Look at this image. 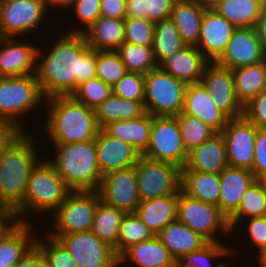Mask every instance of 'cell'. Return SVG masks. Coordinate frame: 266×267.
Instances as JSON below:
<instances>
[{
	"label": "cell",
	"mask_w": 266,
	"mask_h": 267,
	"mask_svg": "<svg viewBox=\"0 0 266 267\" xmlns=\"http://www.w3.org/2000/svg\"><path fill=\"white\" fill-rule=\"evenodd\" d=\"M58 35L50 49L37 51L35 75L45 98L71 95L79 84L96 77L97 50L83 34Z\"/></svg>",
	"instance_id": "6da1fadb"
},
{
	"label": "cell",
	"mask_w": 266,
	"mask_h": 267,
	"mask_svg": "<svg viewBox=\"0 0 266 267\" xmlns=\"http://www.w3.org/2000/svg\"><path fill=\"white\" fill-rule=\"evenodd\" d=\"M44 103L48 112L43 128L45 126L52 145L94 140L103 130L94 109L76 101L71 95L46 98Z\"/></svg>",
	"instance_id": "7a4b0ae2"
},
{
	"label": "cell",
	"mask_w": 266,
	"mask_h": 267,
	"mask_svg": "<svg viewBox=\"0 0 266 267\" xmlns=\"http://www.w3.org/2000/svg\"><path fill=\"white\" fill-rule=\"evenodd\" d=\"M27 133L21 132L0 156V205L13 211L23 203L29 175L43 158L38 140Z\"/></svg>",
	"instance_id": "3957f363"
},
{
	"label": "cell",
	"mask_w": 266,
	"mask_h": 267,
	"mask_svg": "<svg viewBox=\"0 0 266 267\" xmlns=\"http://www.w3.org/2000/svg\"><path fill=\"white\" fill-rule=\"evenodd\" d=\"M53 146L55 151L52 155L55 157L47 161L67 187L71 191H98L102 174L97 162L95 141Z\"/></svg>",
	"instance_id": "277c9868"
},
{
	"label": "cell",
	"mask_w": 266,
	"mask_h": 267,
	"mask_svg": "<svg viewBox=\"0 0 266 267\" xmlns=\"http://www.w3.org/2000/svg\"><path fill=\"white\" fill-rule=\"evenodd\" d=\"M70 191L47 157L42 158L29 175L23 203L14 211L17 221L31 222L26 219L31 213L51 215Z\"/></svg>",
	"instance_id": "5b68a950"
},
{
	"label": "cell",
	"mask_w": 266,
	"mask_h": 267,
	"mask_svg": "<svg viewBox=\"0 0 266 267\" xmlns=\"http://www.w3.org/2000/svg\"><path fill=\"white\" fill-rule=\"evenodd\" d=\"M45 100L35 74L0 77V122L25 132L20 115L33 113Z\"/></svg>",
	"instance_id": "8992f818"
},
{
	"label": "cell",
	"mask_w": 266,
	"mask_h": 267,
	"mask_svg": "<svg viewBox=\"0 0 266 267\" xmlns=\"http://www.w3.org/2000/svg\"><path fill=\"white\" fill-rule=\"evenodd\" d=\"M98 191H70L65 201L51 214L49 219L55 225L48 228L50 237L58 239L62 235L89 232L98 202ZM53 218V219H52Z\"/></svg>",
	"instance_id": "52a82bcc"
},
{
	"label": "cell",
	"mask_w": 266,
	"mask_h": 267,
	"mask_svg": "<svg viewBox=\"0 0 266 267\" xmlns=\"http://www.w3.org/2000/svg\"><path fill=\"white\" fill-rule=\"evenodd\" d=\"M144 106L152 116H177L183 110L187 83L159 67L144 75Z\"/></svg>",
	"instance_id": "ba28073f"
},
{
	"label": "cell",
	"mask_w": 266,
	"mask_h": 267,
	"mask_svg": "<svg viewBox=\"0 0 266 267\" xmlns=\"http://www.w3.org/2000/svg\"><path fill=\"white\" fill-rule=\"evenodd\" d=\"M177 219L208 242H223L217 239L219 234L224 237L232 235L228 218L218 206L189 197L181 190L178 194Z\"/></svg>",
	"instance_id": "9c48e42d"
},
{
	"label": "cell",
	"mask_w": 266,
	"mask_h": 267,
	"mask_svg": "<svg viewBox=\"0 0 266 267\" xmlns=\"http://www.w3.org/2000/svg\"><path fill=\"white\" fill-rule=\"evenodd\" d=\"M136 167L137 188L140 201L152 200L181 190L182 168L162 161L140 156Z\"/></svg>",
	"instance_id": "30bf717a"
},
{
	"label": "cell",
	"mask_w": 266,
	"mask_h": 267,
	"mask_svg": "<svg viewBox=\"0 0 266 267\" xmlns=\"http://www.w3.org/2000/svg\"><path fill=\"white\" fill-rule=\"evenodd\" d=\"M141 156L170 162L181 168L185 166L188 151L184 147L176 116H153L150 140Z\"/></svg>",
	"instance_id": "8fae6325"
},
{
	"label": "cell",
	"mask_w": 266,
	"mask_h": 267,
	"mask_svg": "<svg viewBox=\"0 0 266 267\" xmlns=\"http://www.w3.org/2000/svg\"><path fill=\"white\" fill-rule=\"evenodd\" d=\"M47 9L45 0H0V37L34 32L48 17Z\"/></svg>",
	"instance_id": "7c38bea8"
},
{
	"label": "cell",
	"mask_w": 266,
	"mask_h": 267,
	"mask_svg": "<svg viewBox=\"0 0 266 267\" xmlns=\"http://www.w3.org/2000/svg\"><path fill=\"white\" fill-rule=\"evenodd\" d=\"M58 240L77 267H118V257L113 248L91 231L62 235Z\"/></svg>",
	"instance_id": "4fadbf2b"
},
{
	"label": "cell",
	"mask_w": 266,
	"mask_h": 267,
	"mask_svg": "<svg viewBox=\"0 0 266 267\" xmlns=\"http://www.w3.org/2000/svg\"><path fill=\"white\" fill-rule=\"evenodd\" d=\"M217 108L229 119L243 117V106L238 101L232 71L216 62H209L200 79Z\"/></svg>",
	"instance_id": "5bb4252c"
},
{
	"label": "cell",
	"mask_w": 266,
	"mask_h": 267,
	"mask_svg": "<svg viewBox=\"0 0 266 267\" xmlns=\"http://www.w3.org/2000/svg\"><path fill=\"white\" fill-rule=\"evenodd\" d=\"M98 192L105 204L123 210L125 213H135L140 203L136 167L103 175Z\"/></svg>",
	"instance_id": "9a60e30c"
},
{
	"label": "cell",
	"mask_w": 266,
	"mask_h": 267,
	"mask_svg": "<svg viewBox=\"0 0 266 267\" xmlns=\"http://www.w3.org/2000/svg\"><path fill=\"white\" fill-rule=\"evenodd\" d=\"M258 127L244 117L229 119L220 132L224 137L228 166L251 169Z\"/></svg>",
	"instance_id": "2e32d148"
},
{
	"label": "cell",
	"mask_w": 266,
	"mask_h": 267,
	"mask_svg": "<svg viewBox=\"0 0 266 267\" xmlns=\"http://www.w3.org/2000/svg\"><path fill=\"white\" fill-rule=\"evenodd\" d=\"M266 51L254 27L236 28L222 56L216 61L230 70L263 62Z\"/></svg>",
	"instance_id": "e0dca14e"
},
{
	"label": "cell",
	"mask_w": 266,
	"mask_h": 267,
	"mask_svg": "<svg viewBox=\"0 0 266 267\" xmlns=\"http://www.w3.org/2000/svg\"><path fill=\"white\" fill-rule=\"evenodd\" d=\"M0 77L36 73L38 47L18 37H0Z\"/></svg>",
	"instance_id": "ac0fdd59"
},
{
	"label": "cell",
	"mask_w": 266,
	"mask_h": 267,
	"mask_svg": "<svg viewBox=\"0 0 266 267\" xmlns=\"http://www.w3.org/2000/svg\"><path fill=\"white\" fill-rule=\"evenodd\" d=\"M235 29L236 27L215 9L205 10L196 47L209 62H216L224 53Z\"/></svg>",
	"instance_id": "d6986e66"
},
{
	"label": "cell",
	"mask_w": 266,
	"mask_h": 267,
	"mask_svg": "<svg viewBox=\"0 0 266 267\" xmlns=\"http://www.w3.org/2000/svg\"><path fill=\"white\" fill-rule=\"evenodd\" d=\"M99 170L103 175L137 164L141 154L129 143L115 139L102 130L94 139Z\"/></svg>",
	"instance_id": "ffe728a7"
},
{
	"label": "cell",
	"mask_w": 266,
	"mask_h": 267,
	"mask_svg": "<svg viewBox=\"0 0 266 267\" xmlns=\"http://www.w3.org/2000/svg\"><path fill=\"white\" fill-rule=\"evenodd\" d=\"M184 114L196 117L220 133L229 118L221 112L201 82L188 84L185 92Z\"/></svg>",
	"instance_id": "44dd1931"
},
{
	"label": "cell",
	"mask_w": 266,
	"mask_h": 267,
	"mask_svg": "<svg viewBox=\"0 0 266 267\" xmlns=\"http://www.w3.org/2000/svg\"><path fill=\"white\" fill-rule=\"evenodd\" d=\"M219 180V209L229 218L238 209L243 194L256 178L250 169L227 166L219 174Z\"/></svg>",
	"instance_id": "7402d4cb"
},
{
	"label": "cell",
	"mask_w": 266,
	"mask_h": 267,
	"mask_svg": "<svg viewBox=\"0 0 266 267\" xmlns=\"http://www.w3.org/2000/svg\"><path fill=\"white\" fill-rule=\"evenodd\" d=\"M228 166L226 144L221 133L192 148L183 168L220 174Z\"/></svg>",
	"instance_id": "603a6c76"
},
{
	"label": "cell",
	"mask_w": 266,
	"mask_h": 267,
	"mask_svg": "<svg viewBox=\"0 0 266 267\" xmlns=\"http://www.w3.org/2000/svg\"><path fill=\"white\" fill-rule=\"evenodd\" d=\"M208 63L209 61L196 46L186 45L171 57L164 59L158 67L176 79L191 84L200 82Z\"/></svg>",
	"instance_id": "cb8c5ba5"
},
{
	"label": "cell",
	"mask_w": 266,
	"mask_h": 267,
	"mask_svg": "<svg viewBox=\"0 0 266 267\" xmlns=\"http://www.w3.org/2000/svg\"><path fill=\"white\" fill-rule=\"evenodd\" d=\"M131 262L137 267H176V260L157 235L128 247L118 256V267Z\"/></svg>",
	"instance_id": "d4e9b609"
},
{
	"label": "cell",
	"mask_w": 266,
	"mask_h": 267,
	"mask_svg": "<svg viewBox=\"0 0 266 267\" xmlns=\"http://www.w3.org/2000/svg\"><path fill=\"white\" fill-rule=\"evenodd\" d=\"M34 223L17 222L0 239V267H15L35 245Z\"/></svg>",
	"instance_id": "484cf974"
},
{
	"label": "cell",
	"mask_w": 266,
	"mask_h": 267,
	"mask_svg": "<svg viewBox=\"0 0 266 267\" xmlns=\"http://www.w3.org/2000/svg\"><path fill=\"white\" fill-rule=\"evenodd\" d=\"M157 236L175 260L209 243L178 219L166 225Z\"/></svg>",
	"instance_id": "4316f807"
},
{
	"label": "cell",
	"mask_w": 266,
	"mask_h": 267,
	"mask_svg": "<svg viewBox=\"0 0 266 267\" xmlns=\"http://www.w3.org/2000/svg\"><path fill=\"white\" fill-rule=\"evenodd\" d=\"M178 194L140 201L135 214L157 235L166 225L177 219Z\"/></svg>",
	"instance_id": "83f0119b"
},
{
	"label": "cell",
	"mask_w": 266,
	"mask_h": 267,
	"mask_svg": "<svg viewBox=\"0 0 266 267\" xmlns=\"http://www.w3.org/2000/svg\"><path fill=\"white\" fill-rule=\"evenodd\" d=\"M153 116L149 113L141 117L114 121L103 130L111 137L131 144L139 154H142L149 143Z\"/></svg>",
	"instance_id": "f1b7e54d"
},
{
	"label": "cell",
	"mask_w": 266,
	"mask_h": 267,
	"mask_svg": "<svg viewBox=\"0 0 266 267\" xmlns=\"http://www.w3.org/2000/svg\"><path fill=\"white\" fill-rule=\"evenodd\" d=\"M82 34L89 47L95 50L115 51L126 43L124 19L101 16Z\"/></svg>",
	"instance_id": "f546056e"
},
{
	"label": "cell",
	"mask_w": 266,
	"mask_h": 267,
	"mask_svg": "<svg viewBox=\"0 0 266 267\" xmlns=\"http://www.w3.org/2000/svg\"><path fill=\"white\" fill-rule=\"evenodd\" d=\"M181 191L189 197L219 207V174L182 168Z\"/></svg>",
	"instance_id": "4dcf8cb0"
},
{
	"label": "cell",
	"mask_w": 266,
	"mask_h": 267,
	"mask_svg": "<svg viewBox=\"0 0 266 267\" xmlns=\"http://www.w3.org/2000/svg\"><path fill=\"white\" fill-rule=\"evenodd\" d=\"M204 12V8L188 0H177L174 3L170 19L186 45L198 44Z\"/></svg>",
	"instance_id": "1f68e13d"
},
{
	"label": "cell",
	"mask_w": 266,
	"mask_h": 267,
	"mask_svg": "<svg viewBox=\"0 0 266 267\" xmlns=\"http://www.w3.org/2000/svg\"><path fill=\"white\" fill-rule=\"evenodd\" d=\"M232 71L235 93L244 106L262 91H266V65L263 62L235 68Z\"/></svg>",
	"instance_id": "d6a6232c"
},
{
	"label": "cell",
	"mask_w": 266,
	"mask_h": 267,
	"mask_svg": "<svg viewBox=\"0 0 266 267\" xmlns=\"http://www.w3.org/2000/svg\"><path fill=\"white\" fill-rule=\"evenodd\" d=\"M266 215V181L256 180L243 194L238 209L228 218L231 234L244 219Z\"/></svg>",
	"instance_id": "836d02e7"
},
{
	"label": "cell",
	"mask_w": 266,
	"mask_h": 267,
	"mask_svg": "<svg viewBox=\"0 0 266 267\" xmlns=\"http://www.w3.org/2000/svg\"><path fill=\"white\" fill-rule=\"evenodd\" d=\"M94 112L102 128L114 121L134 119L146 114L144 102L123 99L113 93Z\"/></svg>",
	"instance_id": "e575fe53"
},
{
	"label": "cell",
	"mask_w": 266,
	"mask_h": 267,
	"mask_svg": "<svg viewBox=\"0 0 266 267\" xmlns=\"http://www.w3.org/2000/svg\"><path fill=\"white\" fill-rule=\"evenodd\" d=\"M266 0H223L215 10L236 28L255 27Z\"/></svg>",
	"instance_id": "d590c367"
},
{
	"label": "cell",
	"mask_w": 266,
	"mask_h": 267,
	"mask_svg": "<svg viewBox=\"0 0 266 267\" xmlns=\"http://www.w3.org/2000/svg\"><path fill=\"white\" fill-rule=\"evenodd\" d=\"M125 214L123 210L107 205L100 200L96 207L90 231L114 248L117 245L119 227Z\"/></svg>",
	"instance_id": "8d00e7d4"
},
{
	"label": "cell",
	"mask_w": 266,
	"mask_h": 267,
	"mask_svg": "<svg viewBox=\"0 0 266 267\" xmlns=\"http://www.w3.org/2000/svg\"><path fill=\"white\" fill-rule=\"evenodd\" d=\"M186 44L170 18L155 22L153 55L157 65L184 48Z\"/></svg>",
	"instance_id": "74e56055"
},
{
	"label": "cell",
	"mask_w": 266,
	"mask_h": 267,
	"mask_svg": "<svg viewBox=\"0 0 266 267\" xmlns=\"http://www.w3.org/2000/svg\"><path fill=\"white\" fill-rule=\"evenodd\" d=\"M231 247V245L230 247L225 245L224 242H209L203 248L181 256L176 260V267H216L214 263L218 265L217 259L221 260L222 257L226 259L236 254V249Z\"/></svg>",
	"instance_id": "f35d334b"
},
{
	"label": "cell",
	"mask_w": 266,
	"mask_h": 267,
	"mask_svg": "<svg viewBox=\"0 0 266 267\" xmlns=\"http://www.w3.org/2000/svg\"><path fill=\"white\" fill-rule=\"evenodd\" d=\"M124 63L127 72L147 74L158 67L152 46L124 43L115 50Z\"/></svg>",
	"instance_id": "ab89813d"
},
{
	"label": "cell",
	"mask_w": 266,
	"mask_h": 267,
	"mask_svg": "<svg viewBox=\"0 0 266 267\" xmlns=\"http://www.w3.org/2000/svg\"><path fill=\"white\" fill-rule=\"evenodd\" d=\"M154 236V233L135 213H126L121 221L117 245L113 248V251L118 257L128 247Z\"/></svg>",
	"instance_id": "60d3db41"
},
{
	"label": "cell",
	"mask_w": 266,
	"mask_h": 267,
	"mask_svg": "<svg viewBox=\"0 0 266 267\" xmlns=\"http://www.w3.org/2000/svg\"><path fill=\"white\" fill-rule=\"evenodd\" d=\"M176 119L184 147L188 152L217 133L200 119L183 112L178 114Z\"/></svg>",
	"instance_id": "b9f144b4"
},
{
	"label": "cell",
	"mask_w": 266,
	"mask_h": 267,
	"mask_svg": "<svg viewBox=\"0 0 266 267\" xmlns=\"http://www.w3.org/2000/svg\"><path fill=\"white\" fill-rule=\"evenodd\" d=\"M46 235V239H42L40 237L43 235L40 236L38 232L35 239V246L44 258L45 267H77L64 245L58 239Z\"/></svg>",
	"instance_id": "7bdbcfd3"
},
{
	"label": "cell",
	"mask_w": 266,
	"mask_h": 267,
	"mask_svg": "<svg viewBox=\"0 0 266 267\" xmlns=\"http://www.w3.org/2000/svg\"><path fill=\"white\" fill-rule=\"evenodd\" d=\"M111 94L112 87L96 76L79 84L71 96L87 107L95 109Z\"/></svg>",
	"instance_id": "ee69618b"
},
{
	"label": "cell",
	"mask_w": 266,
	"mask_h": 267,
	"mask_svg": "<svg viewBox=\"0 0 266 267\" xmlns=\"http://www.w3.org/2000/svg\"><path fill=\"white\" fill-rule=\"evenodd\" d=\"M127 72L116 51L97 50L96 76L103 82L115 85Z\"/></svg>",
	"instance_id": "f6af8a7d"
},
{
	"label": "cell",
	"mask_w": 266,
	"mask_h": 267,
	"mask_svg": "<svg viewBox=\"0 0 266 267\" xmlns=\"http://www.w3.org/2000/svg\"><path fill=\"white\" fill-rule=\"evenodd\" d=\"M155 22L148 19L125 18L124 32L126 42L152 46L154 38Z\"/></svg>",
	"instance_id": "bcb514c9"
},
{
	"label": "cell",
	"mask_w": 266,
	"mask_h": 267,
	"mask_svg": "<svg viewBox=\"0 0 266 267\" xmlns=\"http://www.w3.org/2000/svg\"><path fill=\"white\" fill-rule=\"evenodd\" d=\"M144 92V74L136 72H126L124 76L112 86V93L123 99L144 102Z\"/></svg>",
	"instance_id": "7dc6e473"
},
{
	"label": "cell",
	"mask_w": 266,
	"mask_h": 267,
	"mask_svg": "<svg viewBox=\"0 0 266 267\" xmlns=\"http://www.w3.org/2000/svg\"><path fill=\"white\" fill-rule=\"evenodd\" d=\"M100 1L101 0H74L69 9H72L71 11L75 12L77 20L80 21V25L77 27V24L75 25L72 23L74 26H71L70 30L68 29L66 32L82 34L86 31L98 18L101 17ZM81 24L84 25L80 27Z\"/></svg>",
	"instance_id": "c3c4849f"
},
{
	"label": "cell",
	"mask_w": 266,
	"mask_h": 267,
	"mask_svg": "<svg viewBox=\"0 0 266 267\" xmlns=\"http://www.w3.org/2000/svg\"><path fill=\"white\" fill-rule=\"evenodd\" d=\"M243 117L258 128H266V91L243 106Z\"/></svg>",
	"instance_id": "681fc988"
},
{
	"label": "cell",
	"mask_w": 266,
	"mask_h": 267,
	"mask_svg": "<svg viewBox=\"0 0 266 267\" xmlns=\"http://www.w3.org/2000/svg\"><path fill=\"white\" fill-rule=\"evenodd\" d=\"M245 220L241 221L243 222L241 223L242 229L245 227L243 233L246 232L247 238L250 239L249 242L253 243V246L258 249L256 253H259L266 247V216L251 217Z\"/></svg>",
	"instance_id": "f907efd6"
},
{
	"label": "cell",
	"mask_w": 266,
	"mask_h": 267,
	"mask_svg": "<svg viewBox=\"0 0 266 267\" xmlns=\"http://www.w3.org/2000/svg\"><path fill=\"white\" fill-rule=\"evenodd\" d=\"M256 180L266 181V128H258L255 136V154L250 169Z\"/></svg>",
	"instance_id": "816d5d0a"
},
{
	"label": "cell",
	"mask_w": 266,
	"mask_h": 267,
	"mask_svg": "<svg viewBox=\"0 0 266 267\" xmlns=\"http://www.w3.org/2000/svg\"><path fill=\"white\" fill-rule=\"evenodd\" d=\"M177 0H146L148 20L153 22L170 18V13Z\"/></svg>",
	"instance_id": "f5cc1de1"
},
{
	"label": "cell",
	"mask_w": 266,
	"mask_h": 267,
	"mask_svg": "<svg viewBox=\"0 0 266 267\" xmlns=\"http://www.w3.org/2000/svg\"><path fill=\"white\" fill-rule=\"evenodd\" d=\"M100 15L114 19H125L126 0H101Z\"/></svg>",
	"instance_id": "db71d44e"
},
{
	"label": "cell",
	"mask_w": 266,
	"mask_h": 267,
	"mask_svg": "<svg viewBox=\"0 0 266 267\" xmlns=\"http://www.w3.org/2000/svg\"><path fill=\"white\" fill-rule=\"evenodd\" d=\"M20 133L12 124L0 122V156Z\"/></svg>",
	"instance_id": "11a10c76"
},
{
	"label": "cell",
	"mask_w": 266,
	"mask_h": 267,
	"mask_svg": "<svg viewBox=\"0 0 266 267\" xmlns=\"http://www.w3.org/2000/svg\"><path fill=\"white\" fill-rule=\"evenodd\" d=\"M15 267H45V262L40 250L34 245Z\"/></svg>",
	"instance_id": "9f6ffc18"
},
{
	"label": "cell",
	"mask_w": 266,
	"mask_h": 267,
	"mask_svg": "<svg viewBox=\"0 0 266 267\" xmlns=\"http://www.w3.org/2000/svg\"><path fill=\"white\" fill-rule=\"evenodd\" d=\"M126 18L148 19L146 0H126Z\"/></svg>",
	"instance_id": "6f0895ef"
},
{
	"label": "cell",
	"mask_w": 266,
	"mask_h": 267,
	"mask_svg": "<svg viewBox=\"0 0 266 267\" xmlns=\"http://www.w3.org/2000/svg\"><path fill=\"white\" fill-rule=\"evenodd\" d=\"M15 213L9 207L0 205V239L10 230L16 223Z\"/></svg>",
	"instance_id": "680465c9"
},
{
	"label": "cell",
	"mask_w": 266,
	"mask_h": 267,
	"mask_svg": "<svg viewBox=\"0 0 266 267\" xmlns=\"http://www.w3.org/2000/svg\"><path fill=\"white\" fill-rule=\"evenodd\" d=\"M254 28L256 30L260 42L262 43L266 51V4L262 8Z\"/></svg>",
	"instance_id": "91938a15"
},
{
	"label": "cell",
	"mask_w": 266,
	"mask_h": 267,
	"mask_svg": "<svg viewBox=\"0 0 266 267\" xmlns=\"http://www.w3.org/2000/svg\"><path fill=\"white\" fill-rule=\"evenodd\" d=\"M193 2L205 10H214L223 0H188Z\"/></svg>",
	"instance_id": "94428289"
},
{
	"label": "cell",
	"mask_w": 266,
	"mask_h": 267,
	"mask_svg": "<svg viewBox=\"0 0 266 267\" xmlns=\"http://www.w3.org/2000/svg\"><path fill=\"white\" fill-rule=\"evenodd\" d=\"M45 1H46L48 9H50L49 7L56 6L57 8L60 7L64 10L66 9L68 10L71 7L74 0H45Z\"/></svg>",
	"instance_id": "6125c7cd"
},
{
	"label": "cell",
	"mask_w": 266,
	"mask_h": 267,
	"mask_svg": "<svg viewBox=\"0 0 266 267\" xmlns=\"http://www.w3.org/2000/svg\"><path fill=\"white\" fill-rule=\"evenodd\" d=\"M256 260L258 261L257 264L259 263L260 267H266V247L256 254ZM259 259V260H258Z\"/></svg>",
	"instance_id": "be15d7a7"
},
{
	"label": "cell",
	"mask_w": 266,
	"mask_h": 267,
	"mask_svg": "<svg viewBox=\"0 0 266 267\" xmlns=\"http://www.w3.org/2000/svg\"><path fill=\"white\" fill-rule=\"evenodd\" d=\"M231 265H229L228 263H226L225 261H221L219 262L218 265H216V267H230Z\"/></svg>",
	"instance_id": "e7e4bbea"
}]
</instances>
